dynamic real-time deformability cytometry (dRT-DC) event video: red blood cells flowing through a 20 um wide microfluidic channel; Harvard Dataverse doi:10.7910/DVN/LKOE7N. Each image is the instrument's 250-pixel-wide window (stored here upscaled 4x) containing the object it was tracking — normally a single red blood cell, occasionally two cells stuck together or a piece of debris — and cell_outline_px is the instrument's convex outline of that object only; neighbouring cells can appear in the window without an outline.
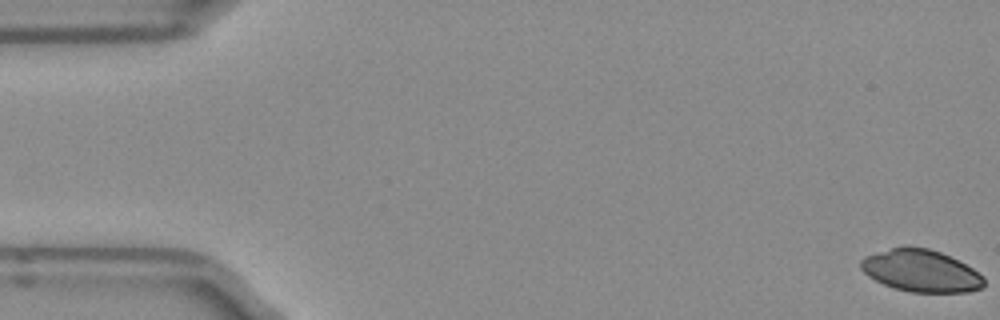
{"species": "Egyptian fruit bat (a non-hibernating species)", "species_latin": "Rousettus aegyptiacus", "temperature_condition": "room temperature", "stored_images_in_passage": 5, "camera_frame_rate_fps": 3000, "um_per_image_px": 0.085, "frame": {"image": 1, "passage_image": 1, "time_ms": 0.0, "image_size_px": [1000, 320], "cell_outline_px": [[984, 288], [968, 292], [912, 292], [896, 288], [884, 284], [868, 276], [860, 268], [860, 260], [864, 256], [892, 248], [928, 248], [940, 252], [972, 268], [984, 276]], "centroid_in_image_um": [78.3, 23.04], "position_along_channel_um": 6.7, "area_um2": 29.77}}
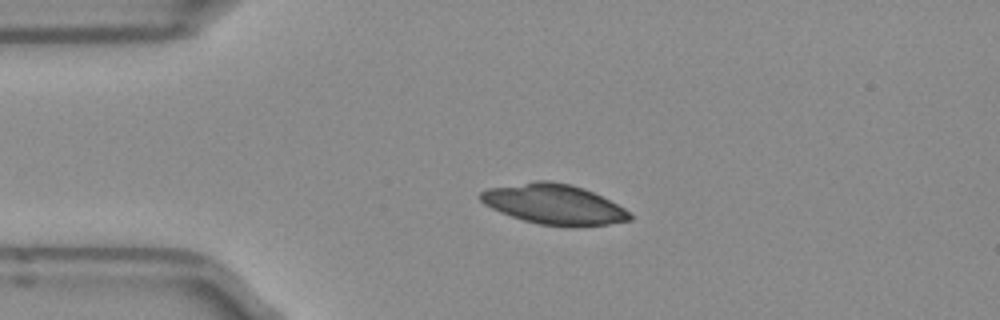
{"frame": {"image": 2, "passage_image": 4, "time_ms": 1.0, "image_size_px": [1000, 320], "cell_outline_px": [[632, 220], [608, 224], [576, 228], [572, 228], [540, 224], [524, 220], [500, 212], [484, 204], [476, 196], [480, 192], [488, 188], [536, 180], [548, 180], [572, 184], [584, 188], [624, 208], [632, 216]], "centroid_in_image_um": [47.07, 17.37], "position_along_channel_um": 37.9, "area_um2": 35.14}}